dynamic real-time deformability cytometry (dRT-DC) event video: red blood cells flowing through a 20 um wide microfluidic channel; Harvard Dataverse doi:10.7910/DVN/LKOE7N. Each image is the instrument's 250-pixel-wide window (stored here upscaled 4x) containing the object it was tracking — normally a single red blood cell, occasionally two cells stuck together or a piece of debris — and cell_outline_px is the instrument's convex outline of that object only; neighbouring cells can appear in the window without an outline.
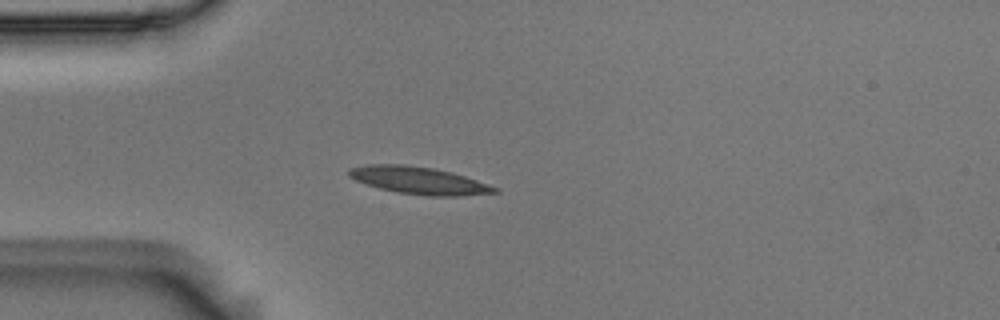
{"species": "Egyptian fruit bat (a non-hibernating species)", "species_latin": "Rousettus aegyptiacus", "temperature_condition": "room temperature", "stored_images_in_passage": 1, "camera_frame_rate_fps": 3000, "um_per_image_px": 0.085, "animal": {"sex": "male"}, "frame": {"image": 1, "passage_image": 1, "time_ms": 0.0, "image_size_px": [1000, 320], "cell_outline_px": [[500, 192], [460, 196], [428, 196], [396, 192], [380, 188], [356, 180], [348, 176], [348, 168], [368, 164], [404, 164], [432, 168], [452, 172], [500, 188]], "centroid_in_image_um": [35.62, 15.34], "position_along_channel_um": 49.4, "area_um2": 23.18}}